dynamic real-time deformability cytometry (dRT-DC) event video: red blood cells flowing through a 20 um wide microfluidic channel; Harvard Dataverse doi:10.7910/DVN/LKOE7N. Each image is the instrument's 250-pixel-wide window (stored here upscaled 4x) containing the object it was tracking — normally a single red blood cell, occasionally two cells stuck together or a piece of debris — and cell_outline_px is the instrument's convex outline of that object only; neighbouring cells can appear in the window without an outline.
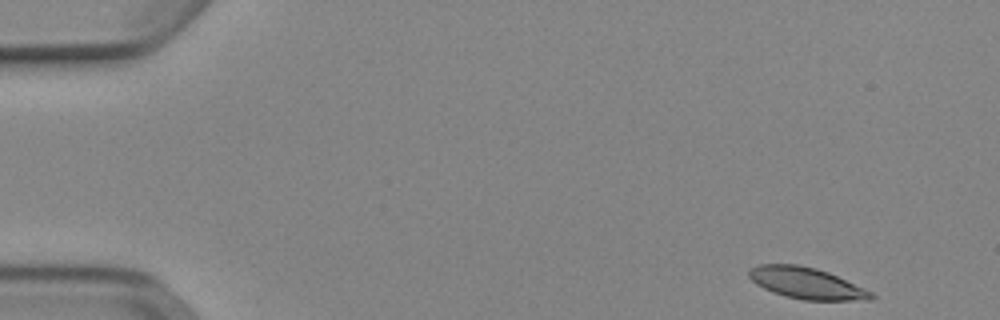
{"species": "Egyptian fruit bat (a non-hibernating species)", "species_latin": "Rousettus aegyptiacus", "temperature_condition": "cold", "stored_images_in_passage": 49, "camera_frame_rate_fps": 3000, "um_per_image_px": 0.085, "animal": {"sex": "female"}, "frame": {"image": 1, "passage_image": 1, "time_ms": 0.0, "image_size_px": [1000, 320], "cell_outline_px": [[876, 296], [872, 300], [804, 300], [784, 296], [772, 292], [756, 284], [748, 276], [748, 268], [760, 264], [796, 264], [816, 268], [828, 272], [864, 288], [872, 292]], "centroid_in_image_um": [68.53, 24.07], "position_along_channel_um": 16.5, "area_um2": 22.37}}
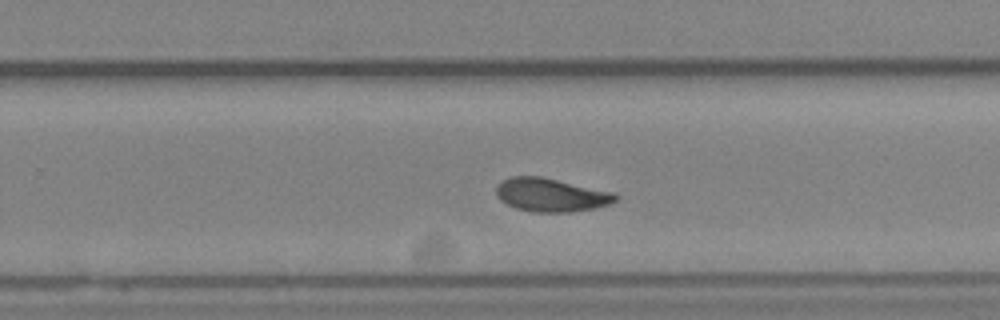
{"frame": {"image": 2, "passage_image": 31, "time_ms": 10.0, "image_size_px": [1000, 320], "cell_outline_px": [[620, 196], [616, 200], [608, 204], [596, 208], [572, 212], [532, 212], [516, 208], [500, 200], [496, 196], [496, 184], [500, 180], [508, 176], [540, 176], [616, 192]], "centroid_in_image_um": [46.83, 16.56], "position_along_channel_um": 283.0, "area_um2": 23.64}}
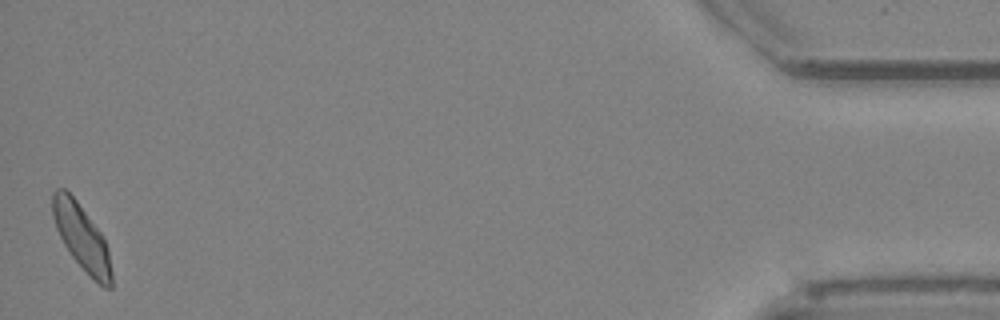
{"frame": {"image": 3, "passage_image": 49, "time_ms": 16.0, "image_size_px": [1000, 320], "cell_outline_px": [[112, 288], [104, 288], [72, 256], [64, 244], [56, 228], [52, 216], [52, 192], [56, 188], [64, 188], [76, 200], [104, 236], [108, 248], [112, 272]], "centroid_in_image_um": [6.95, 20.14], "position_along_channel_um": 428.3, "area_um2": 22.25}, "authors_computed_cell_mechanics": {"area_um2": 22.9466, "velocity_mm_per_s": 3.8491, "shape_relaxation_time_tau1_ms": 3.8163, "shape_relaxation_time_tau2_ms": 2.433, "deformation_change_tau1": 0.1266, "deformation_change_tau2": 0.0744}}